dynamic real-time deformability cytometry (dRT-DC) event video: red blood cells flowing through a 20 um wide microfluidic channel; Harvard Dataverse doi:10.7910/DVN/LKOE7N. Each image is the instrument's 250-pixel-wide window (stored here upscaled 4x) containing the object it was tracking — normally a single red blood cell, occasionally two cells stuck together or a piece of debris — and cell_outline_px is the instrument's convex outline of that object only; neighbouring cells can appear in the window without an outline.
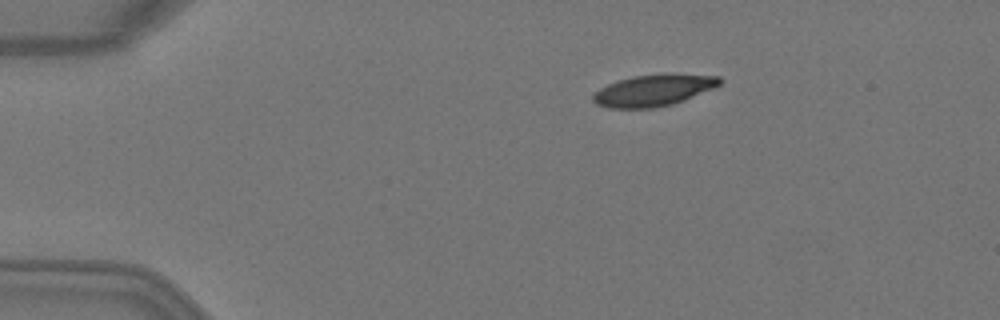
{"species": "Egyptian fruit bat (a non-hibernating species)", "species_latin": "Rousettus aegyptiacus", "temperature_condition": "warm", "stored_images_in_passage": 8, "camera_frame_rate_fps": 3000, "um_per_image_px": 0.085, "animal": {"sex": "female"}, "frame": {"image": 1, "passage_image": 2, "time_ms": 0.333, "image_size_px": [1000, 320], "cell_outline_px": [[724, 80], [716, 88], [684, 100], [672, 104], [652, 108], [608, 108], [596, 104], [592, 100], [592, 96], [600, 88], [608, 84], [620, 80], [636, 76], [664, 72], [720, 76]], "centroid_in_image_um": [55.62, 7.66], "position_along_channel_um": 29.4, "area_um2": 23.64}}
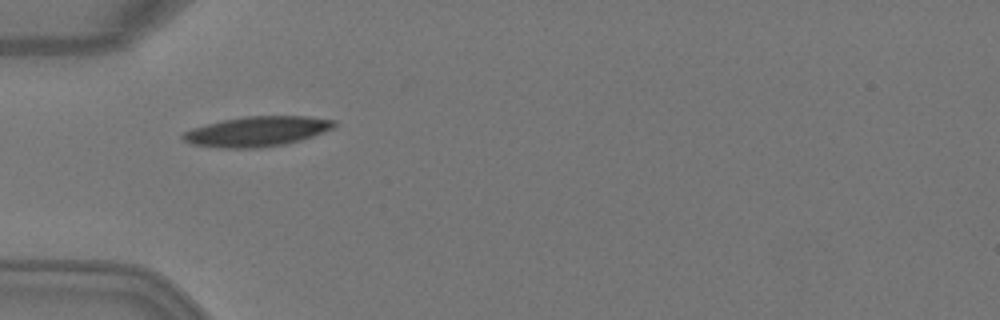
{"frame": {"image": 2, "passage_image": 4, "time_ms": 1.0, "image_size_px": [1000, 320], "cell_outline_px": [[336, 124], [332, 128], [324, 132], [300, 140], [284, 144], [256, 148], [220, 148], [192, 144], [184, 140], [180, 136], [184, 132], [192, 128], [224, 120], [244, 116], [308, 116], [336, 120]], "centroid_in_image_um": [21.85, 11.17], "position_along_channel_um": 63.1, "area_um2": 26.3}}